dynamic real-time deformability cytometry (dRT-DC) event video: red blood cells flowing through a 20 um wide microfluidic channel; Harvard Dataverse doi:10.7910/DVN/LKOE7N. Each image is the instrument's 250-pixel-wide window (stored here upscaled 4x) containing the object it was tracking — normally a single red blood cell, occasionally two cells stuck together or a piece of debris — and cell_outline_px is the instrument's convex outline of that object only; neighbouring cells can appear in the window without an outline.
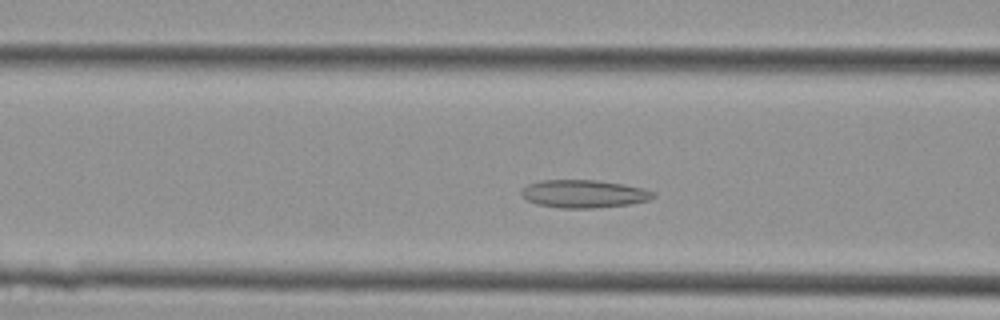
{"species": "Egyptian fruit bat (a non-hibernating species)", "species_latin": "Rousettus aegyptiacus", "temperature_condition": "cold", "stored_images_in_passage": 28, "camera_frame_rate_fps": 3000, "um_per_image_px": 0.085, "animal": {"sex": "female"}, "frame": {"image": 1, "passage_image": 5, "time_ms": 1.333, "image_size_px": [1000, 320], "cell_outline_px": [[656, 196], [648, 200], [628, 204], [592, 208], [560, 208], [536, 204], [520, 196], [520, 192], [528, 184], [540, 180], [596, 180], [624, 184], [644, 188], [656, 192]], "centroid_in_image_um": [49.62, 16.47], "position_along_channel_um": 117.0, "area_um2": 21.5}}
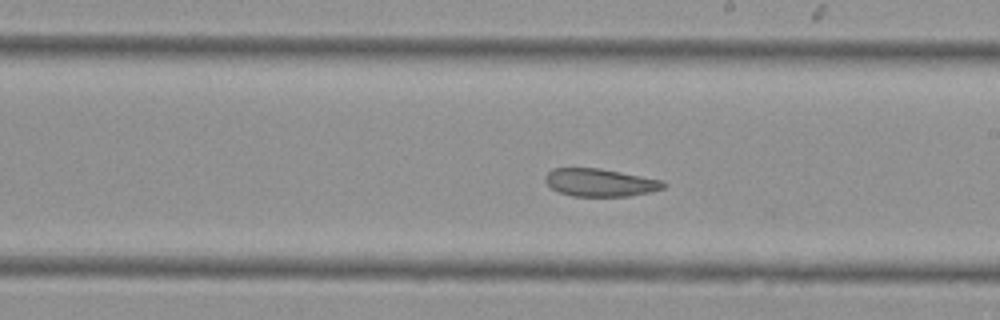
{"frame": {"image": 2, "passage_image": 13, "time_ms": 4.0, "image_size_px": [1000, 320], "cell_outline_px": [[668, 184], [664, 188], [652, 192], [628, 196], [572, 196], [560, 192], [552, 188], [544, 180], [544, 176], [552, 168], [600, 168], [664, 180]], "centroid_in_image_um": [51.05, 15.51], "position_along_channel_um": 238.0, "area_um2": 19.31}}
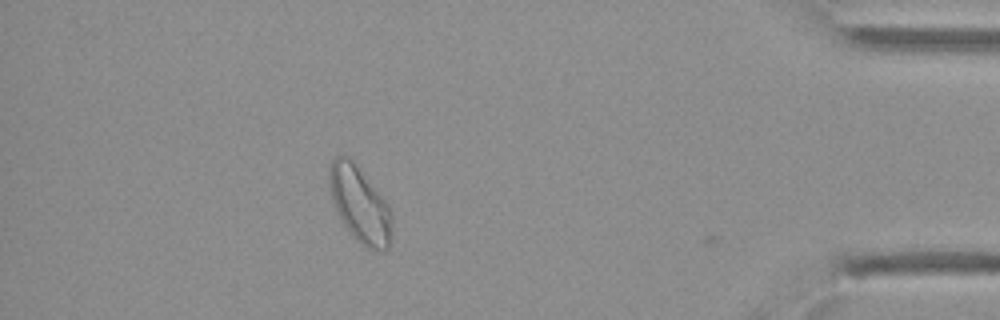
{"frame": {"image": 3, "passage_image": 27, "time_ms": 8.667, "image_size_px": [1000, 320], "cell_outline_px": [[392, 236], [388, 248], [384, 252], [368, 248], [360, 244], [348, 232], [340, 220], [332, 200], [328, 184], [328, 168], [332, 160], [336, 156], [348, 156], [356, 164], [388, 204], [392, 212]], "centroid_in_image_um": [30.58, 17.41], "position_along_channel_um": 404.6, "area_um2": 28.09}}